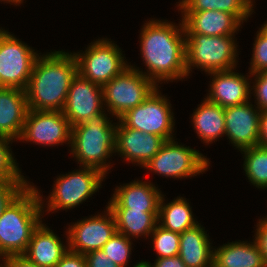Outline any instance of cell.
Instances as JSON below:
<instances>
[{
  "instance_id": "cell-1",
  "label": "cell",
  "mask_w": 267,
  "mask_h": 267,
  "mask_svg": "<svg viewBox=\"0 0 267 267\" xmlns=\"http://www.w3.org/2000/svg\"><path fill=\"white\" fill-rule=\"evenodd\" d=\"M181 22L176 26L173 22L151 19L141 29L140 53L148 69L140 72L156 85L160 81L173 82L188 76L185 28Z\"/></svg>"
},
{
  "instance_id": "cell-2",
  "label": "cell",
  "mask_w": 267,
  "mask_h": 267,
  "mask_svg": "<svg viewBox=\"0 0 267 267\" xmlns=\"http://www.w3.org/2000/svg\"><path fill=\"white\" fill-rule=\"evenodd\" d=\"M77 62L72 53L49 52L36 58L25 89L29 110L62 111Z\"/></svg>"
},
{
  "instance_id": "cell-3",
  "label": "cell",
  "mask_w": 267,
  "mask_h": 267,
  "mask_svg": "<svg viewBox=\"0 0 267 267\" xmlns=\"http://www.w3.org/2000/svg\"><path fill=\"white\" fill-rule=\"evenodd\" d=\"M36 186L29 184L0 216V255H21L28 248L33 231L42 222L44 207ZM43 210V211H42Z\"/></svg>"
},
{
  "instance_id": "cell-4",
  "label": "cell",
  "mask_w": 267,
  "mask_h": 267,
  "mask_svg": "<svg viewBox=\"0 0 267 267\" xmlns=\"http://www.w3.org/2000/svg\"><path fill=\"white\" fill-rule=\"evenodd\" d=\"M107 115L103 111L86 122L73 126L70 143L71 154L78 164L80 162V167L95 168L104 175L108 174L112 166L106 160L115 152L117 127Z\"/></svg>"
},
{
  "instance_id": "cell-5",
  "label": "cell",
  "mask_w": 267,
  "mask_h": 267,
  "mask_svg": "<svg viewBox=\"0 0 267 267\" xmlns=\"http://www.w3.org/2000/svg\"><path fill=\"white\" fill-rule=\"evenodd\" d=\"M234 35L206 36L185 33V54L187 74L197 67L205 73L226 71L236 68L237 45ZM234 39V40H233Z\"/></svg>"
},
{
  "instance_id": "cell-6",
  "label": "cell",
  "mask_w": 267,
  "mask_h": 267,
  "mask_svg": "<svg viewBox=\"0 0 267 267\" xmlns=\"http://www.w3.org/2000/svg\"><path fill=\"white\" fill-rule=\"evenodd\" d=\"M157 88L158 85L139 69L129 65L102 87L104 106L118 120L128 110L140 105Z\"/></svg>"
},
{
  "instance_id": "cell-7",
  "label": "cell",
  "mask_w": 267,
  "mask_h": 267,
  "mask_svg": "<svg viewBox=\"0 0 267 267\" xmlns=\"http://www.w3.org/2000/svg\"><path fill=\"white\" fill-rule=\"evenodd\" d=\"M72 54L77 62V73L101 87L129 66L122 50L106 38L94 41L85 53Z\"/></svg>"
},
{
  "instance_id": "cell-8",
  "label": "cell",
  "mask_w": 267,
  "mask_h": 267,
  "mask_svg": "<svg viewBox=\"0 0 267 267\" xmlns=\"http://www.w3.org/2000/svg\"><path fill=\"white\" fill-rule=\"evenodd\" d=\"M104 178L106 175L99 170L84 166L80 170L59 176L54 181V189L46 201V211L55 212L77 207L101 188Z\"/></svg>"
},
{
  "instance_id": "cell-9",
  "label": "cell",
  "mask_w": 267,
  "mask_h": 267,
  "mask_svg": "<svg viewBox=\"0 0 267 267\" xmlns=\"http://www.w3.org/2000/svg\"><path fill=\"white\" fill-rule=\"evenodd\" d=\"M158 88L146 100L135 108L128 110L120 120L126 127L154 134L172 140L175 125L174 113L167 97L163 96Z\"/></svg>"
},
{
  "instance_id": "cell-10",
  "label": "cell",
  "mask_w": 267,
  "mask_h": 267,
  "mask_svg": "<svg viewBox=\"0 0 267 267\" xmlns=\"http://www.w3.org/2000/svg\"><path fill=\"white\" fill-rule=\"evenodd\" d=\"M209 159L199 151L179 145L174 139L168 140L144 168L165 177L187 178L205 172Z\"/></svg>"
},
{
  "instance_id": "cell-11",
  "label": "cell",
  "mask_w": 267,
  "mask_h": 267,
  "mask_svg": "<svg viewBox=\"0 0 267 267\" xmlns=\"http://www.w3.org/2000/svg\"><path fill=\"white\" fill-rule=\"evenodd\" d=\"M34 51L8 31L0 37V80L5 88H27L34 62L39 56Z\"/></svg>"
},
{
  "instance_id": "cell-12",
  "label": "cell",
  "mask_w": 267,
  "mask_h": 267,
  "mask_svg": "<svg viewBox=\"0 0 267 267\" xmlns=\"http://www.w3.org/2000/svg\"><path fill=\"white\" fill-rule=\"evenodd\" d=\"M71 130L72 126L62 111L28 110L18 140L44 146L70 144Z\"/></svg>"
},
{
  "instance_id": "cell-13",
  "label": "cell",
  "mask_w": 267,
  "mask_h": 267,
  "mask_svg": "<svg viewBox=\"0 0 267 267\" xmlns=\"http://www.w3.org/2000/svg\"><path fill=\"white\" fill-rule=\"evenodd\" d=\"M105 215L98 214L70 225L67 230L69 250L86 255L89 252L102 249L104 244L114 235L116 221L108 208Z\"/></svg>"
},
{
  "instance_id": "cell-14",
  "label": "cell",
  "mask_w": 267,
  "mask_h": 267,
  "mask_svg": "<svg viewBox=\"0 0 267 267\" xmlns=\"http://www.w3.org/2000/svg\"><path fill=\"white\" fill-rule=\"evenodd\" d=\"M103 104L102 87L77 73L72 79L62 112L73 127L103 112Z\"/></svg>"
},
{
  "instance_id": "cell-15",
  "label": "cell",
  "mask_w": 267,
  "mask_h": 267,
  "mask_svg": "<svg viewBox=\"0 0 267 267\" xmlns=\"http://www.w3.org/2000/svg\"><path fill=\"white\" fill-rule=\"evenodd\" d=\"M260 115L249 101L224 108L225 135L238 150L258 146Z\"/></svg>"
},
{
  "instance_id": "cell-16",
  "label": "cell",
  "mask_w": 267,
  "mask_h": 267,
  "mask_svg": "<svg viewBox=\"0 0 267 267\" xmlns=\"http://www.w3.org/2000/svg\"><path fill=\"white\" fill-rule=\"evenodd\" d=\"M116 127L115 152L125 161L144 167L161 149L166 140L154 134L126 127L120 120Z\"/></svg>"
},
{
  "instance_id": "cell-17",
  "label": "cell",
  "mask_w": 267,
  "mask_h": 267,
  "mask_svg": "<svg viewBox=\"0 0 267 267\" xmlns=\"http://www.w3.org/2000/svg\"><path fill=\"white\" fill-rule=\"evenodd\" d=\"M232 70L209 72L213 76L206 99L223 108L246 103L251 97L248 77ZM250 96V97H249ZM249 99V100H248Z\"/></svg>"
},
{
  "instance_id": "cell-18",
  "label": "cell",
  "mask_w": 267,
  "mask_h": 267,
  "mask_svg": "<svg viewBox=\"0 0 267 267\" xmlns=\"http://www.w3.org/2000/svg\"><path fill=\"white\" fill-rule=\"evenodd\" d=\"M157 188L151 182L140 180L117 186L107 206L108 208H131L144 212H159L162 193Z\"/></svg>"
},
{
  "instance_id": "cell-19",
  "label": "cell",
  "mask_w": 267,
  "mask_h": 267,
  "mask_svg": "<svg viewBox=\"0 0 267 267\" xmlns=\"http://www.w3.org/2000/svg\"><path fill=\"white\" fill-rule=\"evenodd\" d=\"M181 15L185 33L206 36L235 35L242 24L233 14L218 10L182 12Z\"/></svg>"
},
{
  "instance_id": "cell-20",
  "label": "cell",
  "mask_w": 267,
  "mask_h": 267,
  "mask_svg": "<svg viewBox=\"0 0 267 267\" xmlns=\"http://www.w3.org/2000/svg\"><path fill=\"white\" fill-rule=\"evenodd\" d=\"M28 110L25 90H0V136L19 139Z\"/></svg>"
},
{
  "instance_id": "cell-21",
  "label": "cell",
  "mask_w": 267,
  "mask_h": 267,
  "mask_svg": "<svg viewBox=\"0 0 267 267\" xmlns=\"http://www.w3.org/2000/svg\"><path fill=\"white\" fill-rule=\"evenodd\" d=\"M42 222L33 231L26 252L23 254L39 267H55L69 250L61 239Z\"/></svg>"
},
{
  "instance_id": "cell-22",
  "label": "cell",
  "mask_w": 267,
  "mask_h": 267,
  "mask_svg": "<svg viewBox=\"0 0 267 267\" xmlns=\"http://www.w3.org/2000/svg\"><path fill=\"white\" fill-rule=\"evenodd\" d=\"M205 228L198 223L180 233L179 257L187 267H209L213 249Z\"/></svg>"
},
{
  "instance_id": "cell-23",
  "label": "cell",
  "mask_w": 267,
  "mask_h": 267,
  "mask_svg": "<svg viewBox=\"0 0 267 267\" xmlns=\"http://www.w3.org/2000/svg\"><path fill=\"white\" fill-rule=\"evenodd\" d=\"M213 263L218 267H267L254 239L250 243L239 240L213 248Z\"/></svg>"
},
{
  "instance_id": "cell-24",
  "label": "cell",
  "mask_w": 267,
  "mask_h": 267,
  "mask_svg": "<svg viewBox=\"0 0 267 267\" xmlns=\"http://www.w3.org/2000/svg\"><path fill=\"white\" fill-rule=\"evenodd\" d=\"M192 116L194 130L206 144L225 135L224 108L204 98Z\"/></svg>"
},
{
  "instance_id": "cell-25",
  "label": "cell",
  "mask_w": 267,
  "mask_h": 267,
  "mask_svg": "<svg viewBox=\"0 0 267 267\" xmlns=\"http://www.w3.org/2000/svg\"><path fill=\"white\" fill-rule=\"evenodd\" d=\"M116 221V230L131 238L149 236L158 224L159 212H144L131 208H109Z\"/></svg>"
},
{
  "instance_id": "cell-26",
  "label": "cell",
  "mask_w": 267,
  "mask_h": 267,
  "mask_svg": "<svg viewBox=\"0 0 267 267\" xmlns=\"http://www.w3.org/2000/svg\"><path fill=\"white\" fill-rule=\"evenodd\" d=\"M162 195L159 205L158 224L163 228L183 233L185 230L194 227L198 224L193 218L192 209L186 198L177 197L170 203H164Z\"/></svg>"
},
{
  "instance_id": "cell-27",
  "label": "cell",
  "mask_w": 267,
  "mask_h": 267,
  "mask_svg": "<svg viewBox=\"0 0 267 267\" xmlns=\"http://www.w3.org/2000/svg\"><path fill=\"white\" fill-rule=\"evenodd\" d=\"M177 6L181 12L218 10L230 13L242 24L253 12V6L249 0H181Z\"/></svg>"
},
{
  "instance_id": "cell-28",
  "label": "cell",
  "mask_w": 267,
  "mask_h": 267,
  "mask_svg": "<svg viewBox=\"0 0 267 267\" xmlns=\"http://www.w3.org/2000/svg\"><path fill=\"white\" fill-rule=\"evenodd\" d=\"M244 154L243 168L252 185L267 188V147L253 146L240 151ZM244 152V153H243Z\"/></svg>"
},
{
  "instance_id": "cell-29",
  "label": "cell",
  "mask_w": 267,
  "mask_h": 267,
  "mask_svg": "<svg viewBox=\"0 0 267 267\" xmlns=\"http://www.w3.org/2000/svg\"><path fill=\"white\" fill-rule=\"evenodd\" d=\"M153 237V249L157 252V258L175 257L179 255L180 233L167 230L156 225L150 234Z\"/></svg>"
},
{
  "instance_id": "cell-30",
  "label": "cell",
  "mask_w": 267,
  "mask_h": 267,
  "mask_svg": "<svg viewBox=\"0 0 267 267\" xmlns=\"http://www.w3.org/2000/svg\"><path fill=\"white\" fill-rule=\"evenodd\" d=\"M10 142L12 143L13 139L0 136V181L28 182L21 175V171L12 155V149H9Z\"/></svg>"
},
{
  "instance_id": "cell-31",
  "label": "cell",
  "mask_w": 267,
  "mask_h": 267,
  "mask_svg": "<svg viewBox=\"0 0 267 267\" xmlns=\"http://www.w3.org/2000/svg\"><path fill=\"white\" fill-rule=\"evenodd\" d=\"M131 238L122 233L115 232L104 244L102 250L119 267H127L132 250Z\"/></svg>"
},
{
  "instance_id": "cell-32",
  "label": "cell",
  "mask_w": 267,
  "mask_h": 267,
  "mask_svg": "<svg viewBox=\"0 0 267 267\" xmlns=\"http://www.w3.org/2000/svg\"><path fill=\"white\" fill-rule=\"evenodd\" d=\"M254 42L249 74H257L267 69V36L259 30Z\"/></svg>"
},
{
  "instance_id": "cell-33",
  "label": "cell",
  "mask_w": 267,
  "mask_h": 267,
  "mask_svg": "<svg viewBox=\"0 0 267 267\" xmlns=\"http://www.w3.org/2000/svg\"><path fill=\"white\" fill-rule=\"evenodd\" d=\"M29 184V182L0 181V216L9 203Z\"/></svg>"
},
{
  "instance_id": "cell-34",
  "label": "cell",
  "mask_w": 267,
  "mask_h": 267,
  "mask_svg": "<svg viewBox=\"0 0 267 267\" xmlns=\"http://www.w3.org/2000/svg\"><path fill=\"white\" fill-rule=\"evenodd\" d=\"M254 75L255 82H253L254 86H251V91H253V95L255 96L256 107L260 111L267 110V69L260 71Z\"/></svg>"
},
{
  "instance_id": "cell-35",
  "label": "cell",
  "mask_w": 267,
  "mask_h": 267,
  "mask_svg": "<svg viewBox=\"0 0 267 267\" xmlns=\"http://www.w3.org/2000/svg\"><path fill=\"white\" fill-rule=\"evenodd\" d=\"M86 267H119L102 249L92 251L84 255Z\"/></svg>"
},
{
  "instance_id": "cell-36",
  "label": "cell",
  "mask_w": 267,
  "mask_h": 267,
  "mask_svg": "<svg viewBox=\"0 0 267 267\" xmlns=\"http://www.w3.org/2000/svg\"><path fill=\"white\" fill-rule=\"evenodd\" d=\"M257 229L255 233V242L260 250V253L263 255L264 262L267 266V217L257 223Z\"/></svg>"
},
{
  "instance_id": "cell-37",
  "label": "cell",
  "mask_w": 267,
  "mask_h": 267,
  "mask_svg": "<svg viewBox=\"0 0 267 267\" xmlns=\"http://www.w3.org/2000/svg\"><path fill=\"white\" fill-rule=\"evenodd\" d=\"M55 267H86L83 254L68 250Z\"/></svg>"
},
{
  "instance_id": "cell-38",
  "label": "cell",
  "mask_w": 267,
  "mask_h": 267,
  "mask_svg": "<svg viewBox=\"0 0 267 267\" xmlns=\"http://www.w3.org/2000/svg\"><path fill=\"white\" fill-rule=\"evenodd\" d=\"M143 267H187L179 256L156 258L154 265L150 262L142 261Z\"/></svg>"
},
{
  "instance_id": "cell-39",
  "label": "cell",
  "mask_w": 267,
  "mask_h": 267,
  "mask_svg": "<svg viewBox=\"0 0 267 267\" xmlns=\"http://www.w3.org/2000/svg\"><path fill=\"white\" fill-rule=\"evenodd\" d=\"M8 267H39L23 254L7 256Z\"/></svg>"
},
{
  "instance_id": "cell-40",
  "label": "cell",
  "mask_w": 267,
  "mask_h": 267,
  "mask_svg": "<svg viewBox=\"0 0 267 267\" xmlns=\"http://www.w3.org/2000/svg\"><path fill=\"white\" fill-rule=\"evenodd\" d=\"M258 146L267 147V110L261 111Z\"/></svg>"
},
{
  "instance_id": "cell-41",
  "label": "cell",
  "mask_w": 267,
  "mask_h": 267,
  "mask_svg": "<svg viewBox=\"0 0 267 267\" xmlns=\"http://www.w3.org/2000/svg\"><path fill=\"white\" fill-rule=\"evenodd\" d=\"M0 1L1 2L5 1V2H8V3L10 2L11 4L13 3V4H15L17 6V5H20L21 3H23L24 0H0Z\"/></svg>"
},
{
  "instance_id": "cell-42",
  "label": "cell",
  "mask_w": 267,
  "mask_h": 267,
  "mask_svg": "<svg viewBox=\"0 0 267 267\" xmlns=\"http://www.w3.org/2000/svg\"><path fill=\"white\" fill-rule=\"evenodd\" d=\"M0 257H1L0 259H2V261H3V264L1 263L0 264V267H8V264H7V256L0 255Z\"/></svg>"
},
{
  "instance_id": "cell-43",
  "label": "cell",
  "mask_w": 267,
  "mask_h": 267,
  "mask_svg": "<svg viewBox=\"0 0 267 267\" xmlns=\"http://www.w3.org/2000/svg\"><path fill=\"white\" fill-rule=\"evenodd\" d=\"M260 31L267 36V21L265 22V24H263V26L261 28H259Z\"/></svg>"
},
{
  "instance_id": "cell-44",
  "label": "cell",
  "mask_w": 267,
  "mask_h": 267,
  "mask_svg": "<svg viewBox=\"0 0 267 267\" xmlns=\"http://www.w3.org/2000/svg\"><path fill=\"white\" fill-rule=\"evenodd\" d=\"M134 267H143V262H138L137 264L134 265Z\"/></svg>"
},
{
  "instance_id": "cell-45",
  "label": "cell",
  "mask_w": 267,
  "mask_h": 267,
  "mask_svg": "<svg viewBox=\"0 0 267 267\" xmlns=\"http://www.w3.org/2000/svg\"><path fill=\"white\" fill-rule=\"evenodd\" d=\"M7 30L0 29V37L6 32Z\"/></svg>"
},
{
  "instance_id": "cell-46",
  "label": "cell",
  "mask_w": 267,
  "mask_h": 267,
  "mask_svg": "<svg viewBox=\"0 0 267 267\" xmlns=\"http://www.w3.org/2000/svg\"><path fill=\"white\" fill-rule=\"evenodd\" d=\"M5 87L3 86L1 80H0V90L4 89Z\"/></svg>"
},
{
  "instance_id": "cell-47",
  "label": "cell",
  "mask_w": 267,
  "mask_h": 267,
  "mask_svg": "<svg viewBox=\"0 0 267 267\" xmlns=\"http://www.w3.org/2000/svg\"><path fill=\"white\" fill-rule=\"evenodd\" d=\"M209 267H218L216 264L212 263Z\"/></svg>"
}]
</instances>
